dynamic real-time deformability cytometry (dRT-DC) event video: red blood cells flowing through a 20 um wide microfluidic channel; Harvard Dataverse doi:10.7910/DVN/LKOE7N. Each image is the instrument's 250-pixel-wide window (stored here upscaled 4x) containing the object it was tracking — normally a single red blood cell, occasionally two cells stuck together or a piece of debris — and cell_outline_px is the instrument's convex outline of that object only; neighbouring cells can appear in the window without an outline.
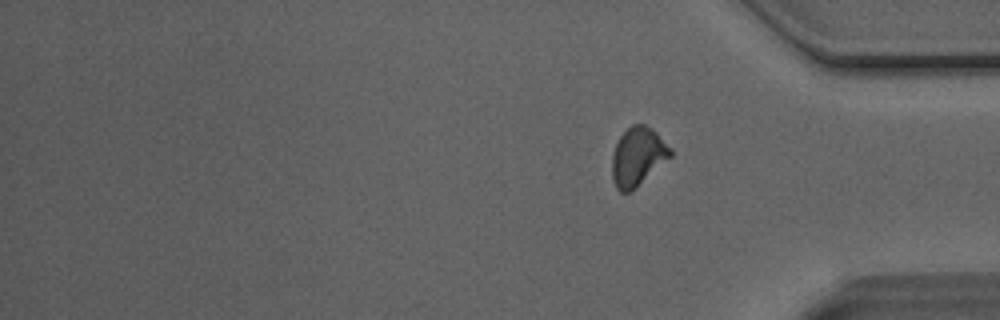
{"species": "Egyptian fruit bat (a non-hibernating species)", "species_latin": "Rousettus aegyptiacus", "temperature_condition": "room temperature", "stored_images_in_passage": 30, "segment_of_instrument_passage": [2, 2], "camera_frame_rate_fps": 3000, "um_per_image_px": 0.085, "animal": {"sex": "male"}, "frame": {"image": 1, "passage_image": 30, "time_ms": 9.667, "image_size_px": [1000, 320], "cell_outline_px": [[672, 156], [628, 192], [620, 192], [616, 188], [612, 180], [612, 152], [620, 136], [632, 124], [644, 124], [652, 128], [672, 148]], "centroid_in_image_um": [54.2, 13.27], "position_along_channel_um": 381.0, "area_um2": 19.65}}